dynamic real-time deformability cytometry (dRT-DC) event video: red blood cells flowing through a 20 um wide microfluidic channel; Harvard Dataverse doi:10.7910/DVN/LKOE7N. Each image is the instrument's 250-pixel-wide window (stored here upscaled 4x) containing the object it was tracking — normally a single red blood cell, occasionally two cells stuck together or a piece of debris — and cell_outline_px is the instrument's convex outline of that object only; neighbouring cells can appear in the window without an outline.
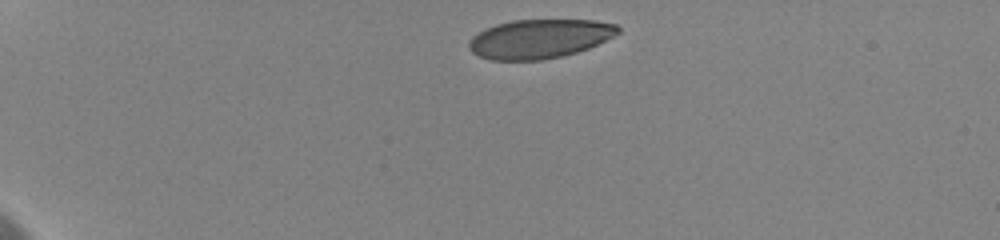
{"species": "human", "species_latin": "Homo sapiens", "temperature_condition": "cold", "stored_images_in_passage": 5, "camera_frame_rate_fps": 3000, "um_per_image_px": 0.085, "donor": {"sex": "female"}, "frame": {"image": 1, "passage_image": 1, "time_ms": 0.0, "image_size_px": [1000, 240], "cell_outline_px": [[620, 32], [588, 48], [576, 52], [560, 56], [540, 60], [488, 60], [472, 52], [468, 48], [468, 44], [472, 36], [484, 28], [496, 24], [512, 20], [596, 20], [616, 24], [620, 28]], "centroid_in_image_um": [45.81, 3.29], "position_along_channel_um": 39.2, "area_um2": 33.87}}